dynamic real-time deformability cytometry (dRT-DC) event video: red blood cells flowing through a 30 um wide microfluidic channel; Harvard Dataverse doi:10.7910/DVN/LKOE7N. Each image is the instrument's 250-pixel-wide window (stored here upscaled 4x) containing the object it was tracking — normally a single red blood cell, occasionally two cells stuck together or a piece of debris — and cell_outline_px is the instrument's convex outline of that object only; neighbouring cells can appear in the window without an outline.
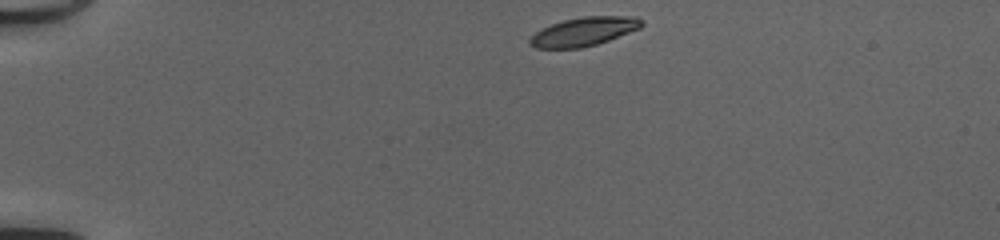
{"species": "common noctule bat (a hibernating species)", "species_latin": "Nyctalus noctula", "temperature_condition": "cold", "stored_images_in_passage": 40, "camera_frame_rate_fps": 3000, "um_per_image_px": 0.085, "animal": {"sex": "female", "body_mass_g": 20.0, "forearm_length_mm": 54.0}, "frame": {"image": 1, "passage_image": 1, "time_ms": 0.0, "image_size_px": [1000, 240], "cell_outline_px": [[644, 24], [640, 28], [608, 40], [596, 44], [580, 48], [536, 48], [528, 44], [528, 40], [536, 32], [552, 24], [564, 20], [584, 16], [636, 16], [644, 20]], "centroid_in_image_um": [49.65, 2.68], "position_along_channel_um": 35.3, "area_um2": 18.61}}
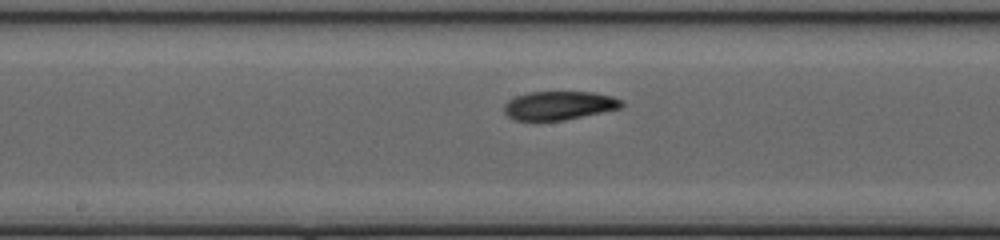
{"frame": {"image": 2, "passage_image": 18, "time_ms": 5.667, "image_size_px": [1000, 240], "cell_outline_px": [[624, 104], [620, 108], [564, 120], [512, 120], [504, 112], [504, 104], [508, 100], [516, 96], [528, 92], [592, 92], [612, 96], [624, 100]], "centroid_in_image_um": [47.51, 8.96], "position_along_channel_um": 200.7, "area_um2": 19.59}}
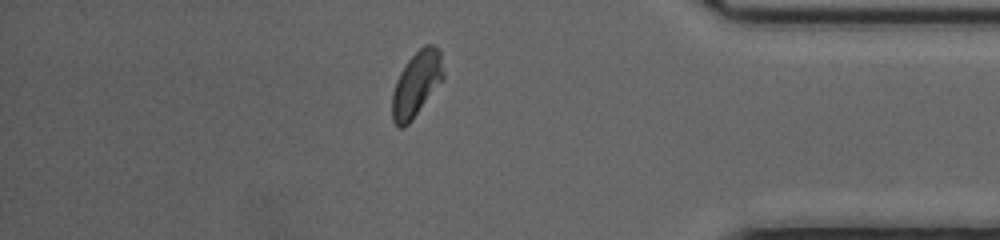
{"frame": {"image": 3, "passage_image": 34, "time_ms": 11.0, "image_size_px": [1000, 240], "cell_outline_px": [[444, 76], [412, 120], [404, 128], [396, 128], [392, 120], [392, 92], [396, 80], [400, 72], [408, 60], [424, 44], [432, 44], [440, 52], [444, 72]], "centroid_in_image_um": [35.36, 7.16], "position_along_channel_um": 399.8, "area_um2": 19.19}, "authors_computed_cell_mechanics": {"area_um2": 19.5942, "velocity_mm_per_s": 4.163, "shape_relaxation_time_tau1_ms": 3.7323, "shape_relaxation_time_tau2_ms": 2.865, "deformation_change_tau1": 0.1146, "deformation_change_tau2": 0.0919}}